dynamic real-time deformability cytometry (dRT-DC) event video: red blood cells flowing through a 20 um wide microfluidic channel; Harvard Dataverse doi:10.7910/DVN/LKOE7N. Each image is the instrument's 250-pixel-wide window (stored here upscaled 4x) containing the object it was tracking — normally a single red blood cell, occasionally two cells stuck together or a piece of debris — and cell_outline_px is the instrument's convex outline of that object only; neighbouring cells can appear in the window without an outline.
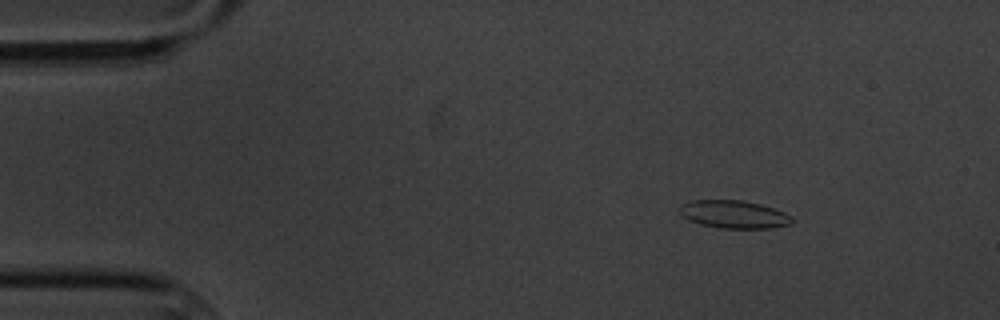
{"species": "common noctule bat (a hibernating species)", "species_latin": "Nyctalus noctula", "temperature_condition": "cold", "stored_images_in_passage": 9, "camera_frame_rate_fps": 3000, "um_per_image_px": 0.085, "animal": {"sex": "male", "body_mass_g": 20.1, "forearm_length_mm": 53.5}, "frame": {"image": 1, "passage_image": 3, "time_ms": 2.333, "image_size_px": [1000, 320], "cell_outline_px": [[792, 224], [772, 228], [720, 228], [700, 224], [684, 216], [680, 212], [680, 204], [692, 200], [740, 200], [760, 204], [784, 212], [792, 216]], "centroid_in_image_um": [62.41, 18.22], "position_along_channel_um": 22.6, "area_um2": 18.09}}
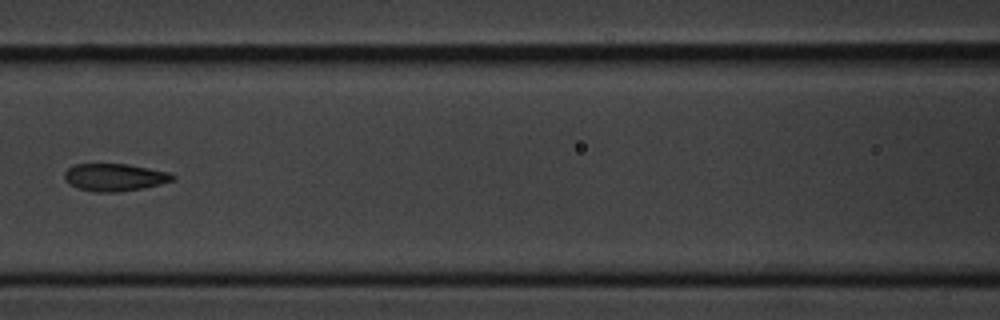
{"frame": {"image": 2, "passage_image": 8, "time_ms": 8.333, "image_size_px": [1000, 320], "cell_outline_px": [[176, 176], [172, 180], [160, 184], [144, 188], [116, 192], [96, 192], [80, 188], [64, 180], [64, 172], [68, 168], [76, 164], [128, 164], [168, 172]], "centroid_in_image_um": [9.74, 15.06], "position_along_channel_um": 156.9, "area_um2": 17.11}}
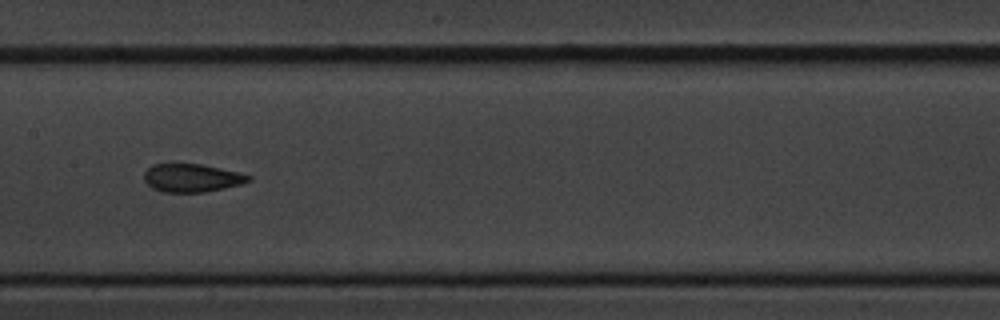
{"frame": {"image": 3, "passage_image": 9, "time_ms": 9.333, "image_size_px": [1000, 320], "cell_outline_px": [[252, 180], [244, 184], [204, 192], [164, 192], [152, 188], [144, 180], [144, 172], [152, 164], [172, 160], [200, 164], [220, 168], [252, 176]], "centroid_in_image_um": [16.26, 15.08], "position_along_channel_um": 191.1, "area_um2": 17.8}}